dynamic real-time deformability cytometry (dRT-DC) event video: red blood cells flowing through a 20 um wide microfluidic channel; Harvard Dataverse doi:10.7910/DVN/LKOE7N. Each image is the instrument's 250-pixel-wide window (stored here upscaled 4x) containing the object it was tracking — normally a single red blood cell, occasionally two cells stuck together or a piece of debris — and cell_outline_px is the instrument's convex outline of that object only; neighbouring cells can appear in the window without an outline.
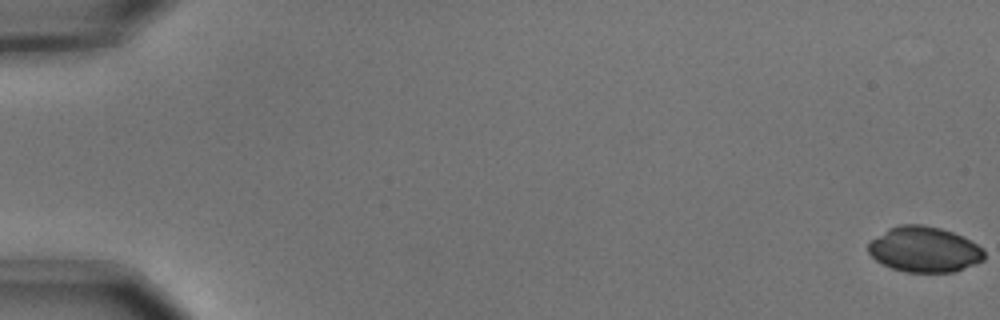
{"species": "common noctule bat (a hibernating species)", "species_latin": "Nyctalus noctula", "temperature_condition": "cold", "stored_images_in_passage": 56, "camera_frame_rate_fps": 3000, "um_per_image_px": 0.085, "animal": {"sex": "male", "body_mass_g": 15.6}, "frame": {"image": 1, "passage_image": 1, "time_ms": 0.0, "image_size_px": [1000, 320], "cell_outline_px": [[984, 260], [952, 272], [904, 272], [892, 268], [876, 260], [868, 252], [868, 244], [872, 240], [888, 228], [900, 224], [924, 224], [940, 228], [952, 232], [976, 244], [984, 252]], "centroid_in_image_um": [78.53, 21.2], "position_along_channel_um": 6.5, "area_um2": 30.4}}
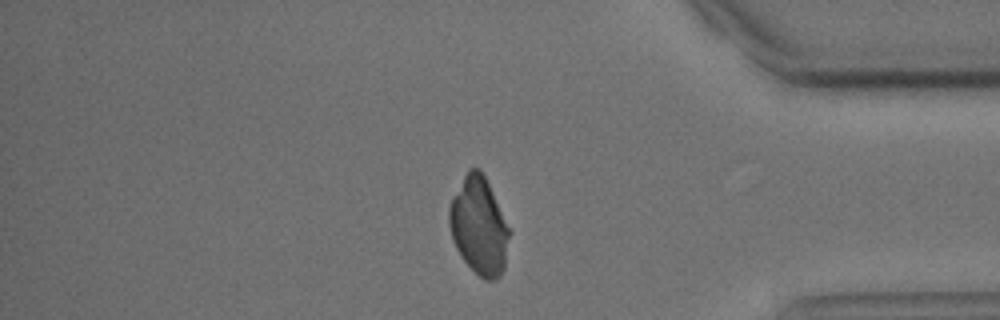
{"frame": {"image": 2, "passage_image": 48, "time_ms": 15.667, "image_size_px": [1000, 320], "cell_outline_px": [[512, 232], [504, 268], [500, 276], [492, 280], [484, 280], [460, 256], [452, 240], [448, 224], [448, 208], [452, 196], [468, 168], [480, 168]], "centroid_in_image_um": [40.71, 19.2], "position_along_channel_um": 394.5, "area_um2": 34.39}}
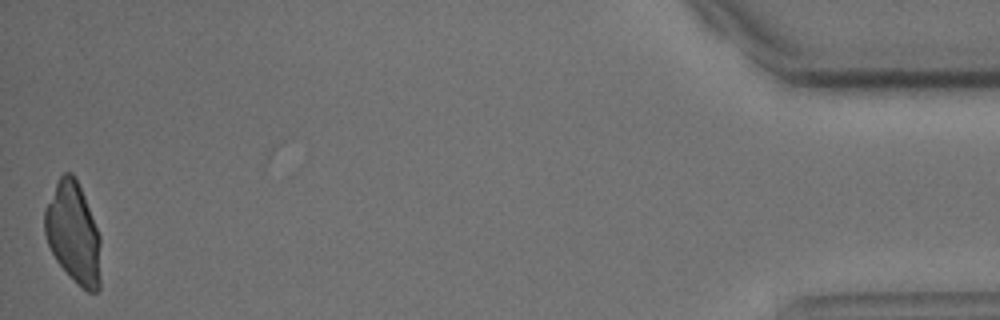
{"frame": {"image": 3, "passage_image": 56, "time_ms": 18.333, "image_size_px": [1000, 320], "cell_outline_px": [[100, 288], [96, 292], [88, 292], [56, 260], [48, 244], [44, 232], [44, 208], [60, 176], [64, 172], [72, 172], [76, 176], [100, 236]], "centroid_in_image_um": [6.23, 19.76], "position_along_channel_um": 429.0, "area_um2": 32.6}}